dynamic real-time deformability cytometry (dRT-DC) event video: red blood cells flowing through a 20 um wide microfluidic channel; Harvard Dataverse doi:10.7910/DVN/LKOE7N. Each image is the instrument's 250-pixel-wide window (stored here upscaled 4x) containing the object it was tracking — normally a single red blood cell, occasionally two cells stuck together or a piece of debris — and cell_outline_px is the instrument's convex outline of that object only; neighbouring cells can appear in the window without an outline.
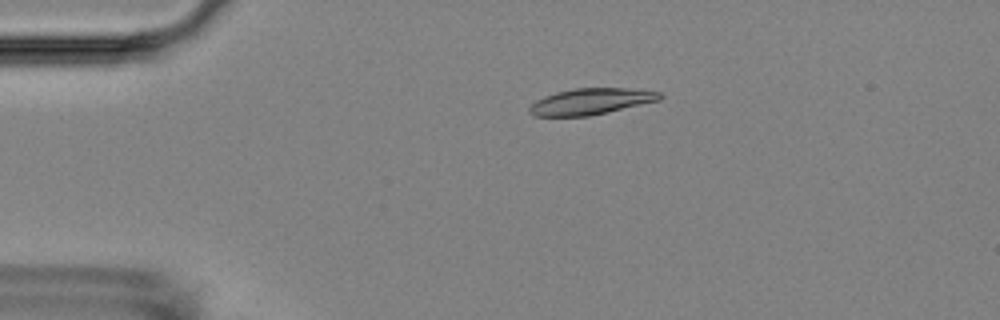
{"species": "Egyptian fruit bat (a non-hibernating species)", "species_latin": "Rousettus aegyptiacus", "temperature_condition": "room temperature", "stored_images_in_passage": 5, "camera_frame_rate_fps": 3000, "um_per_image_px": 0.085, "animal": {"sex": "female"}, "frame": {"image": 1, "passage_image": 3, "time_ms": 2.333, "image_size_px": [1000, 320], "cell_outline_px": [[664, 96], [660, 100], [588, 116], [532, 116], [528, 112], [528, 108], [536, 100], [544, 96], [556, 92], [572, 88], [628, 88], [660, 92]], "centroid_in_image_um": [50.19, 8.62], "position_along_channel_um": 34.8, "area_um2": 19.88}}
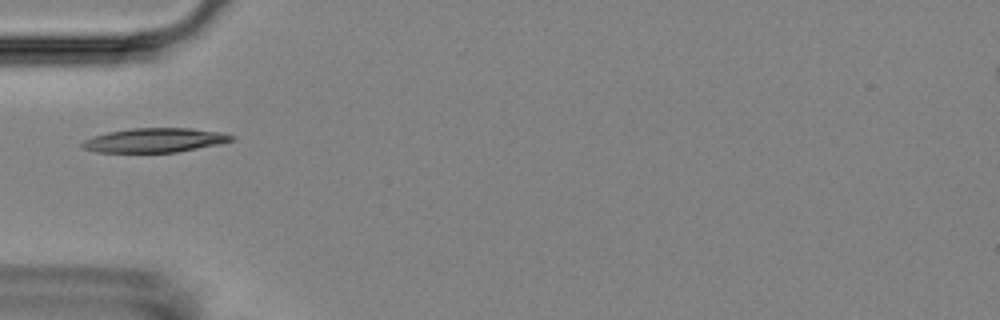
{"frame": {"image": 2, "passage_image": 5, "time_ms": 4.667, "image_size_px": [1000, 320], "cell_outline_px": [[236, 140], [220, 144], [176, 152], [96, 152], [84, 148], [80, 144], [84, 140], [92, 136], [108, 132], [132, 128], [188, 128], [220, 132], [236, 136]], "centroid_in_image_um": [13.18, 11.91], "position_along_channel_um": 71.8, "area_um2": 21.1}}